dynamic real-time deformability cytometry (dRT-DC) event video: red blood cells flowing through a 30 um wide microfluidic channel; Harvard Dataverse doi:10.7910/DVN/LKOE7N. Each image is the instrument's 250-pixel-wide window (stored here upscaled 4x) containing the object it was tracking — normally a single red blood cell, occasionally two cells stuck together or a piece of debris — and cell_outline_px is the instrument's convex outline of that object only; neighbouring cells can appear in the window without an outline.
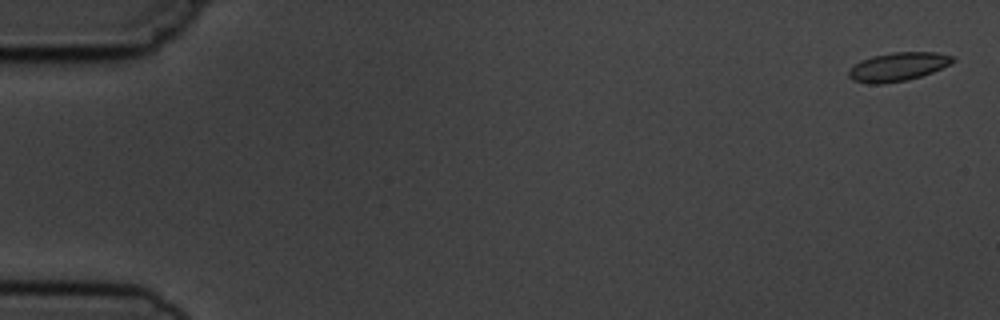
{"species": "common noctule bat (a hibernating species)", "species_latin": "Nyctalus noctula", "temperature_condition": "cold", "stored_images_in_passage": 6, "camera_frame_rate_fps": 3000, "um_per_image_px": 0.085, "animal": {"sex": "male", "body_mass_g": 19.5, "forearm_length_mm": 54.6}, "frame": {"image": 1, "passage_image": 1, "time_ms": 0.0, "image_size_px": [1000, 320], "cell_outline_px": [[956, 60], [932, 72], [908, 80], [884, 84], [868, 84], [852, 80], [848, 76], [848, 72], [860, 60], [872, 56], [892, 52], [936, 52], [952, 56]], "centroid_in_image_um": [76.29, 5.68], "position_along_channel_um": 8.7, "area_um2": 17.28}}
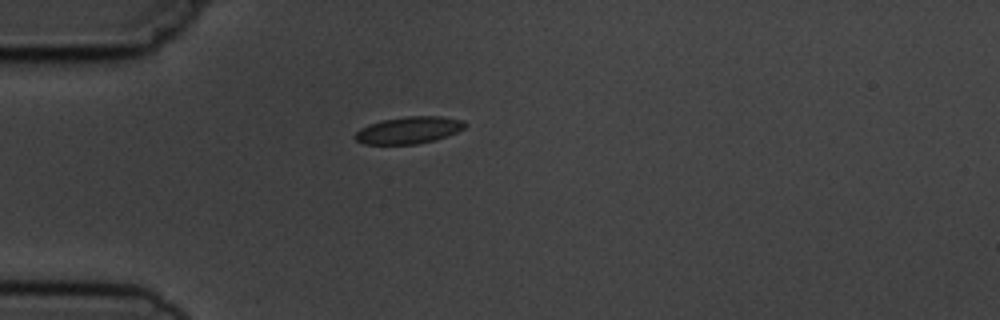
{"frame": {"image": 2, "passage_image": 5, "time_ms": 4.667, "image_size_px": [1000, 320], "cell_outline_px": [[468, 124], [464, 128], [456, 132], [436, 140], [416, 144], [364, 144], [356, 140], [352, 136], [360, 128], [368, 124], [380, 120], [404, 116], [440, 116], [464, 120]], "centroid_in_image_um": [34.73, 11.05], "position_along_channel_um": 50.3, "area_um2": 17.51}}